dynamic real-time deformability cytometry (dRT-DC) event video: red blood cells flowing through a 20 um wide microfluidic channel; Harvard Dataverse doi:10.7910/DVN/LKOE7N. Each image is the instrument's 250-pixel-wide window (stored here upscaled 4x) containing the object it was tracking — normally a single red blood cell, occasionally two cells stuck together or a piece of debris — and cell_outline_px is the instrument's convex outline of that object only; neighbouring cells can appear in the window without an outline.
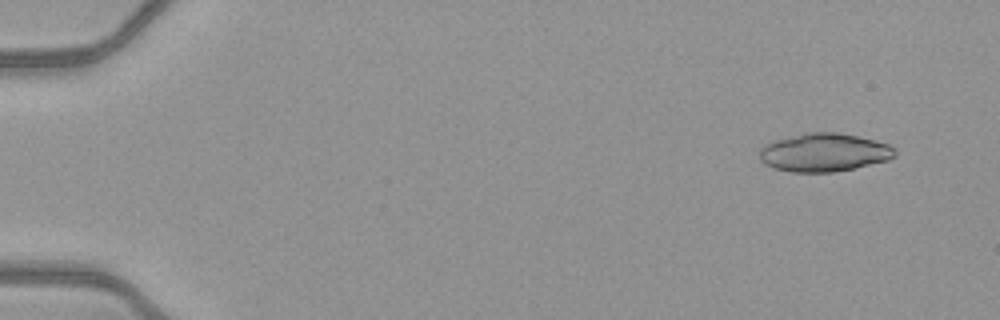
{"species": "common noctule bat (a hibernating species)", "species_latin": "Nyctalus noctula", "temperature_condition": "warm", "stored_images_in_passage": 51, "camera_frame_rate_fps": 3000, "um_per_image_px": 0.085, "animal": {"sex": "female", "body_mass_g": 21.9}, "frame": {"image": 1, "passage_image": 4, "time_ms": 1.0, "image_size_px": [1000, 320], "cell_outline_px": [[896, 156], [888, 160], [852, 168], [832, 172], [792, 172], [772, 168], [764, 164], [760, 160], [760, 148], [776, 140], [804, 132], [836, 132], [876, 140], [888, 144], [896, 148]], "centroid_in_image_um": [70.05, 12.96], "position_along_channel_um": 14.9, "area_um2": 30.17}}